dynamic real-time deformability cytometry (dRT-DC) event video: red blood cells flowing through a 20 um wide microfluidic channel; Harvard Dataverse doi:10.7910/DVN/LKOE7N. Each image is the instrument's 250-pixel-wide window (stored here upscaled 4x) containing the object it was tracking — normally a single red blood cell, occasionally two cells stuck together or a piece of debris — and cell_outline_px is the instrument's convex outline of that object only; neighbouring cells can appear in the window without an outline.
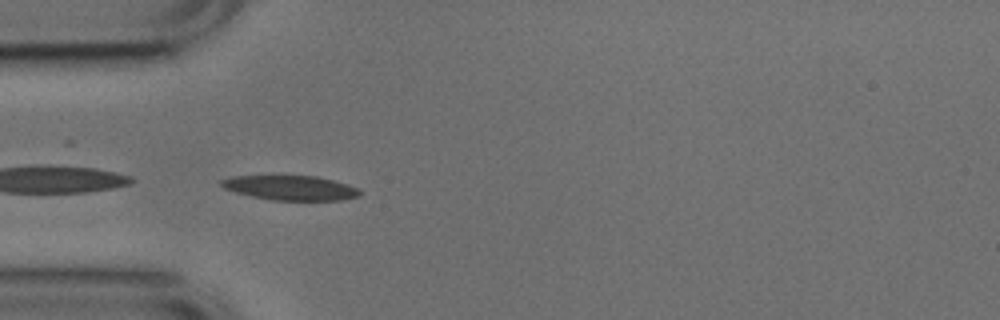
{"species": "common noctule bat (a hibernating species)", "species_latin": "Nyctalus noctula", "temperature_condition": "cold", "stored_images_in_passage": 38, "camera_frame_rate_fps": 3000, "um_per_image_px": 0.085, "animal": {"sex": "male", "body_mass_g": 17.9, "forearm_length_mm": 54.2}, "frame": {"image": 1, "passage_image": 1, "time_ms": 0.0, "image_size_px": [1000, 320], "cell_outline_px": [[360, 196], [344, 200], [272, 200], [252, 196], [236, 192], [224, 188], [220, 184], [220, 180], [232, 176], [316, 176], [348, 184], [360, 188]], "centroid_in_image_um": [24.73, 15.97], "position_along_channel_um": 60.3, "area_um2": 19.83}}
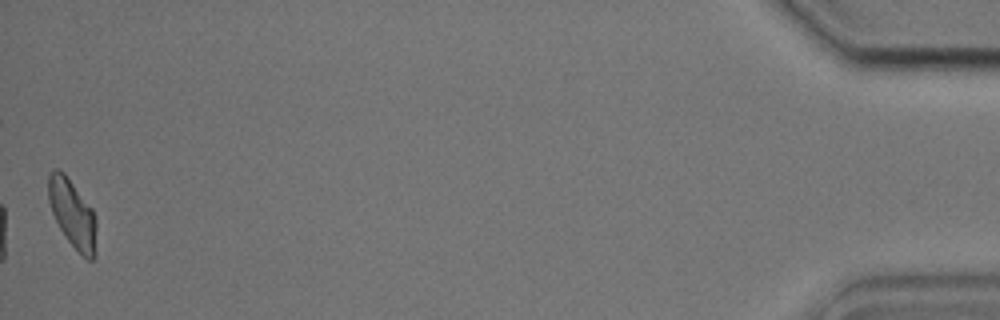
{"frame": {"image": 2, "passage_image": 38, "time_ms": 12.333, "image_size_px": [1000, 320], "cell_outline_px": [[96, 256], [92, 260], [88, 260], [68, 240], [60, 228], [52, 212], [48, 200], [48, 176], [56, 168], [64, 172], [92, 208], [96, 216]], "centroid_in_image_um": [6.18, 18.16], "position_along_channel_um": 429.0, "area_um2": 18.96}, "authors_computed_cell_mechanics": {"area_um2": 19.2474, "velocity_mm_per_s": 3.7658, "shape_relaxation_time_tau1_ms": 4.4624, "shape_relaxation_time_tau2_ms": 4.6106, "deformation_change_tau1": 0.1426, "deformation_change_tau2": 0.1126}}